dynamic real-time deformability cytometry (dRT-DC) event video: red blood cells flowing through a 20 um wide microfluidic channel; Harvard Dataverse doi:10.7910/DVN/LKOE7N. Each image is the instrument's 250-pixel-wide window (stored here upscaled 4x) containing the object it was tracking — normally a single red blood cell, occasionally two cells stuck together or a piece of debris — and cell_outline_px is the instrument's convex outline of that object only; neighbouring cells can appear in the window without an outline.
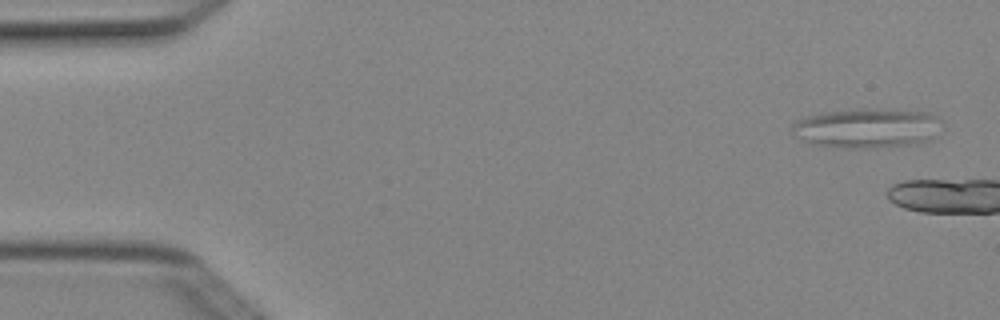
{"species": "Egyptian fruit bat (a non-hibernating species)", "species_latin": "Rousettus aegyptiacus", "temperature_condition": "cold", "stored_images_in_passage": 3, "camera_frame_rate_fps": 3000, "um_per_image_px": 0.085, "animal": {"sex": "female"}, "frame": {"image": 1, "passage_image": 1, "time_ms": 0.0, "image_size_px": [1000, 320], "cell_outline_px": [[940, 120], [932, 140], [908, 144], [864, 148], [840, 148], [812, 144], [796, 136], [792, 132], [792, 124], [796, 120], [804, 116], [820, 112], [916, 108], [928, 112], [936, 116]], "centroid_in_image_um": [73.68, 10.87], "position_along_channel_um": 11.3, "area_um2": 34.45}}